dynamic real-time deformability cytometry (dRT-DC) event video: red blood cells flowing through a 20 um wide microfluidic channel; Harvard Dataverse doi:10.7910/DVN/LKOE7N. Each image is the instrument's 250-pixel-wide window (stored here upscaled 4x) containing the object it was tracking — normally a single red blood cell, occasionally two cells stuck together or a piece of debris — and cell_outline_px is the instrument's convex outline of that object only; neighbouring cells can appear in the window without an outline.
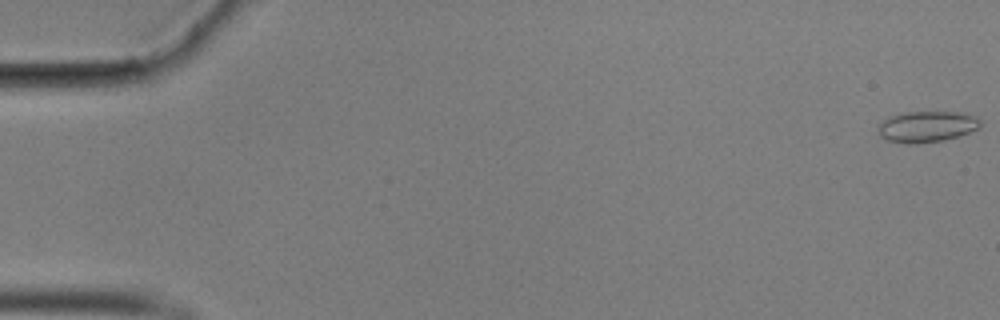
{"species": "common noctule bat (a hibernating species)", "species_latin": "Nyctalus noctula", "temperature_condition": "cold", "stored_images_in_passage": 9, "camera_frame_rate_fps": 3000, "um_per_image_px": 0.085, "animal": {"sex": "male", "body_mass_g": 17.9}, "frame": {"image": 1, "passage_image": 1, "time_ms": 0.0, "image_size_px": [1000, 320], "cell_outline_px": [[980, 128], [944, 140], [908, 144], [888, 140], [880, 136], [880, 124], [888, 116], [904, 112], [960, 112], [976, 116], [980, 120]], "centroid_in_image_um": [78.79, 10.75], "position_along_channel_um": 6.2, "area_um2": 18.26}}